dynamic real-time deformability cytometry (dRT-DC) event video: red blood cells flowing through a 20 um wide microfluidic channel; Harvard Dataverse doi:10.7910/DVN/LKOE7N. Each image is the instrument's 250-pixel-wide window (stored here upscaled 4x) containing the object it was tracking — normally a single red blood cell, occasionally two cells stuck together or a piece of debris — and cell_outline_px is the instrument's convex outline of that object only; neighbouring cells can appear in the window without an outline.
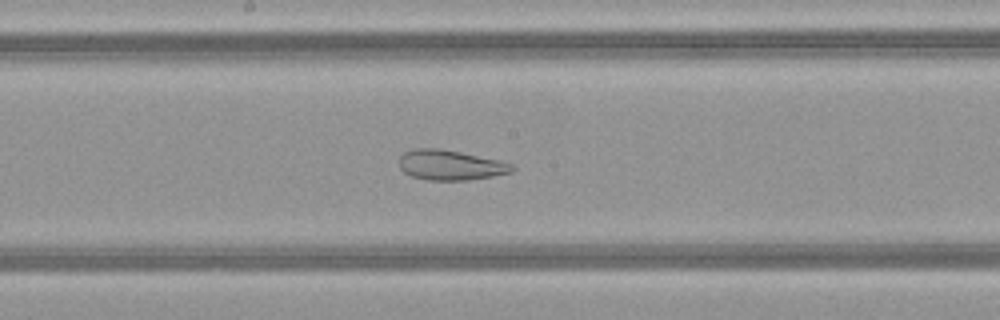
{"species": "common noctule bat (a hibernating species)", "species_latin": "Nyctalus noctula", "temperature_condition": "warm", "stored_images_in_passage": 44, "camera_frame_rate_fps": 3000, "um_per_image_px": 0.085, "animal": {"sex": "female", "body_mass_g": 21.9}, "frame": {"image": 1, "passage_image": 27, "time_ms": 8.667, "image_size_px": [1000, 320], "cell_outline_px": [[516, 168], [512, 172], [492, 176], [468, 180], [428, 180], [412, 176], [404, 172], [400, 168], [400, 156], [404, 152], [412, 148], [440, 148], [460, 152], [496, 160], [512, 164]], "centroid_in_image_um": [38.25, 14.03], "position_along_channel_um": 209.9, "area_um2": 19.65}}
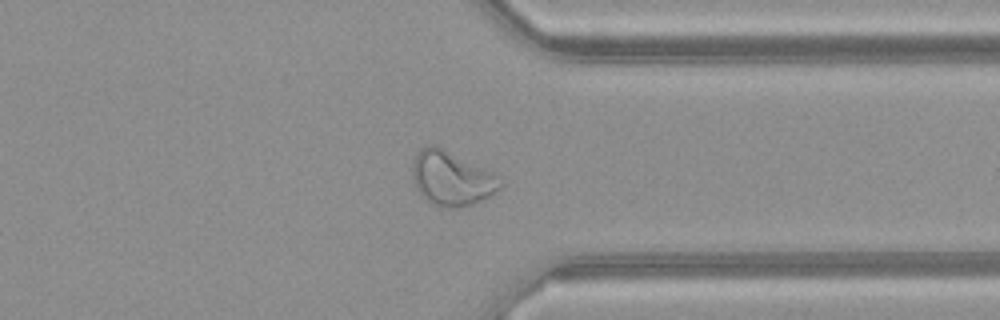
{"frame": {"image": 2, "passage_image": 39, "time_ms": 12.667, "image_size_px": [1000, 320], "cell_outline_px": [[504, 184], [496, 192], [472, 204], [456, 208], [440, 208], [432, 204], [416, 188], [412, 176], [412, 164], [420, 148], [428, 144], [436, 144], [496, 172], [504, 180]], "centroid_in_image_um": [38.43, 15.13], "position_along_channel_um": 373.0, "area_um2": 28.44}, "authors_computed_cell_mechanics": {"area_um2": 29.2468, "velocity_mm_per_s": 4.133, "shape_relaxation_time_tau1_ms": null, "shape_relaxation_time_tau2_ms": 1.1643, "deformation_change_tau1": null, "deformation_change_tau2": 0.0907}}